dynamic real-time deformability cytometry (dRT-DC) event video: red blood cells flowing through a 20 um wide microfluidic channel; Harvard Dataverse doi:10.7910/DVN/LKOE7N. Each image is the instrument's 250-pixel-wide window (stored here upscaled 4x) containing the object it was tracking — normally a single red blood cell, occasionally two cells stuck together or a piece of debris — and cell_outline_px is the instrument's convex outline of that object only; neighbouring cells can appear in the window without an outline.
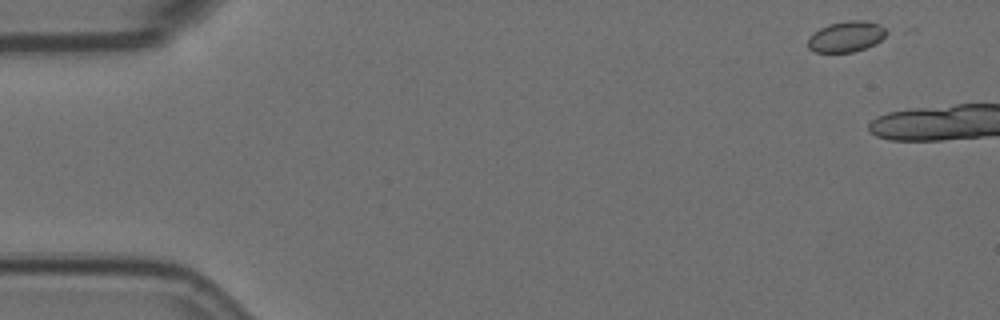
{"species": "Egyptian fruit bat (a non-hibernating species)", "species_latin": "Rousettus aegyptiacus", "temperature_condition": "room temperature", "stored_images_in_passage": 3, "camera_frame_rate_fps": 3000, "um_per_image_px": 0.085, "animal": {"sex": "female"}, "frame": {"image": 1, "passage_image": 1, "time_ms": 0.0, "image_size_px": [1000, 320], "cell_outline_px": [[892, 32], [876, 44], [852, 52], [812, 52], [808, 48], [808, 40], [820, 28], [828, 24], [848, 20], [868, 20], [880, 24]], "centroid_in_image_um": [72.02, 3.09], "position_along_channel_um": 13.0, "area_um2": 14.33}}